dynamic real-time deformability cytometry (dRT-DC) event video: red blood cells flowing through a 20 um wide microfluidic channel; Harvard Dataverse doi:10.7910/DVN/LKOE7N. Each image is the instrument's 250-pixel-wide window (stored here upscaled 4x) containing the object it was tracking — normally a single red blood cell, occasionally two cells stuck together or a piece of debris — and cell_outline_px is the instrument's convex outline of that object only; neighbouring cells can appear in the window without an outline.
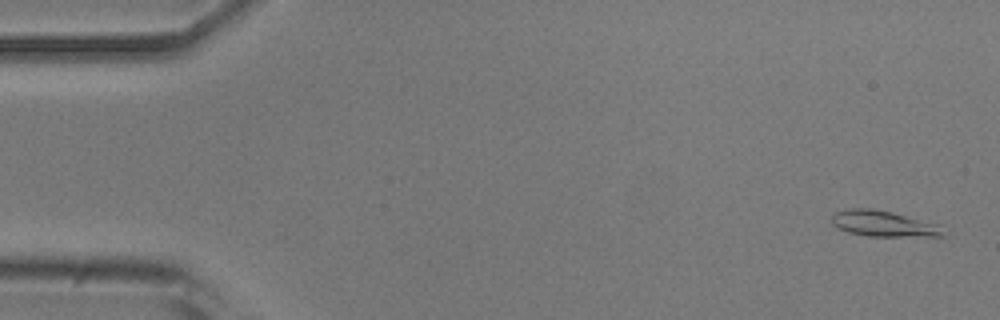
{"species": "common noctule bat (a hibernating species)", "species_latin": "Nyctalus noctula", "temperature_condition": "room temperature", "stored_images_in_passage": 52, "camera_frame_rate_fps": 3000, "um_per_image_px": 0.085, "animal": {"sex": "male", "body_mass_g": 20.5, "forearm_length_mm": 52.5}, "frame": {"image": 1, "passage_image": 2, "time_ms": 0.333, "image_size_px": [1000, 320], "cell_outline_px": [[944, 236], [868, 236], [848, 232], [832, 224], [832, 212], [844, 208], [872, 208], [892, 212], [940, 224]], "centroid_in_image_um": [75.06, 18.99], "position_along_channel_um": 9.9, "area_um2": 16.88}}
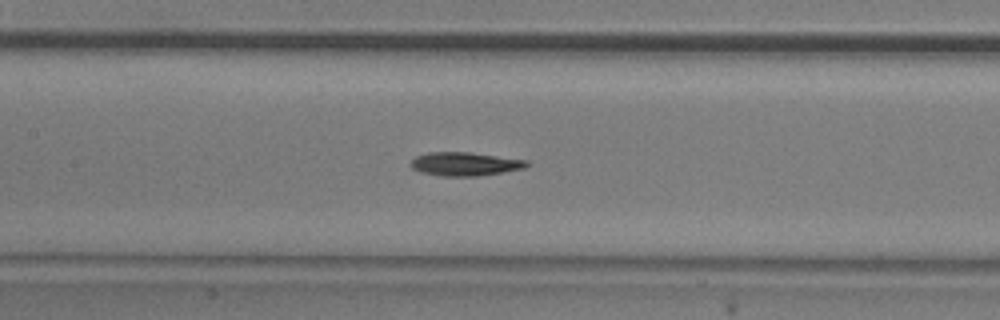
{"frame": {"image": 2, "passage_image": 24, "time_ms": 7.667, "image_size_px": [1000, 320], "cell_outline_px": [[528, 164], [524, 168], [480, 176], [440, 176], [420, 172], [412, 168], [408, 164], [416, 156], [428, 152], [468, 152], [528, 160]], "centroid_in_image_um": [39.47, 13.94], "position_along_channel_um": 167.9, "area_um2": 15.95}}
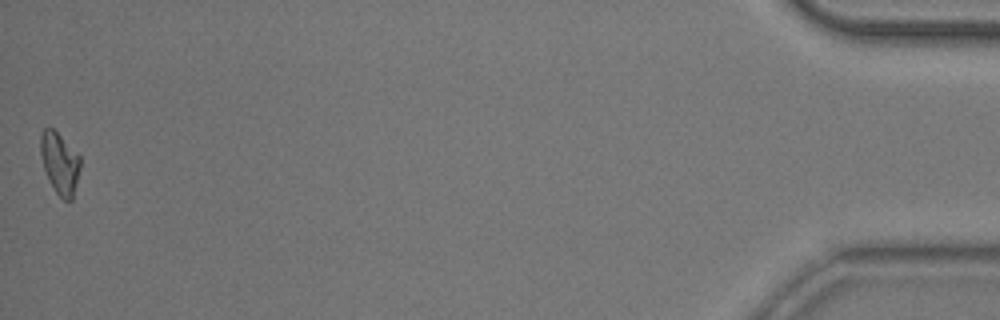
{"frame": {"image": 3, "passage_image": 52, "time_ms": 17.0, "image_size_px": [1000, 320], "cell_outline_px": [[80, 168], [72, 200], [64, 200], [56, 192], [44, 168], [40, 152], [40, 136], [44, 128], [52, 128], [80, 156]], "centroid_in_image_um": [5.08, 13.86], "position_along_channel_um": 430.1, "area_um2": 13.81}, "authors_computed_cell_mechanics": {"area_um2": 15.5482, "velocity_mm_per_s": 3.8617, "shape_relaxation_time_tau1_ms": 6.7956, "shape_relaxation_time_tau2_ms": 5.9041, "deformation_change_tau1": 0.1995, "deformation_change_tau2": 0.1238}}